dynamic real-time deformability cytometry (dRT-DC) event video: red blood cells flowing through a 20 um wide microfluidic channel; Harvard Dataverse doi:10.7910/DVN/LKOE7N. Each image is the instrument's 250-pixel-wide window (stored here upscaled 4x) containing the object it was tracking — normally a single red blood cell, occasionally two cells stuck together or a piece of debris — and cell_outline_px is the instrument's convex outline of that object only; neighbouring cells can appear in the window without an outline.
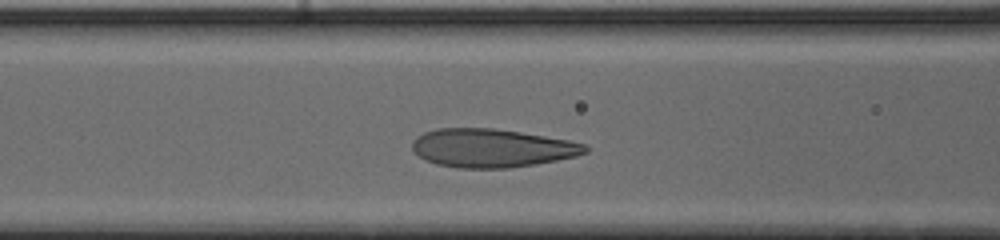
{"species": "human", "species_latin": "Homo sapiens", "temperature_condition": "cold", "stored_images_in_passage": 33, "camera_frame_rate_fps": 3000, "um_per_image_px": 0.085, "donor": {"sex": "male"}, "frame": {"image": 1, "passage_image": 11, "time_ms": 3.333, "image_size_px": [1000, 240], "cell_outline_px": [[588, 152], [576, 156], [536, 164], [508, 168], [460, 168], [436, 164], [424, 160], [412, 148], [412, 144], [416, 136], [424, 132], [436, 128], [492, 128], [520, 132], [568, 140], [584, 144], [588, 148]], "centroid_in_image_um": [41.78, 12.58], "position_along_channel_um": 124.8, "area_um2": 38.67}}
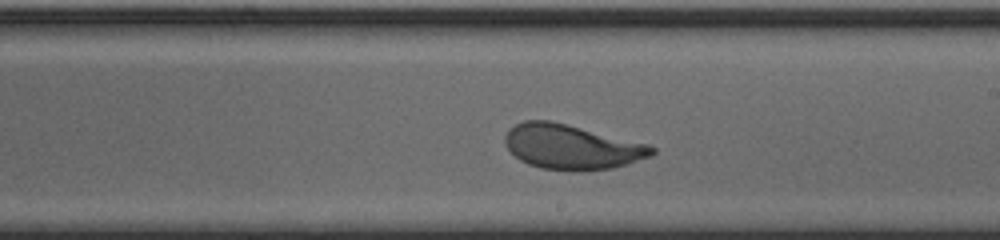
{"frame": {"image": 2, "passage_image": 20, "time_ms": 6.333, "image_size_px": [1000, 240], "cell_outline_px": [[656, 152], [652, 156], [612, 168], [580, 172], [572, 172], [540, 168], [528, 164], [520, 160], [504, 144], [504, 136], [508, 128], [524, 120], [552, 120], [648, 144], [656, 148]], "centroid_in_image_um": [48.57, 12.49], "position_along_channel_um": 240.4, "area_um2": 38.73}}
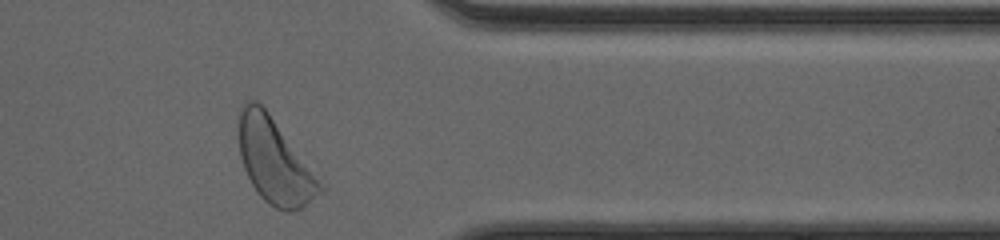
{"frame": {"image": 3, "passage_image": 32, "time_ms": 10.333, "image_size_px": [1000, 240], "cell_outline_px": [[324, 192], [300, 208], [292, 212], [288, 212], [276, 208], [268, 204], [260, 196], [252, 184], [244, 168], [240, 156], [236, 124], [240, 108], [244, 100], [256, 100], [268, 112], [324, 188]], "centroid_in_image_um": [23.26, 13.68], "position_along_channel_um": 388.1, "area_um2": 39.59}, "authors_computed_cell_mechanics": {"area_um2": 37.8012, "velocity_mm_per_s": 3.8754, "shape_relaxation_time_tau1_ms": 2.4768, "shape_relaxation_time_tau2_ms": null, "deformation_change_tau1": 0.1508, "deformation_change_tau2": null}}